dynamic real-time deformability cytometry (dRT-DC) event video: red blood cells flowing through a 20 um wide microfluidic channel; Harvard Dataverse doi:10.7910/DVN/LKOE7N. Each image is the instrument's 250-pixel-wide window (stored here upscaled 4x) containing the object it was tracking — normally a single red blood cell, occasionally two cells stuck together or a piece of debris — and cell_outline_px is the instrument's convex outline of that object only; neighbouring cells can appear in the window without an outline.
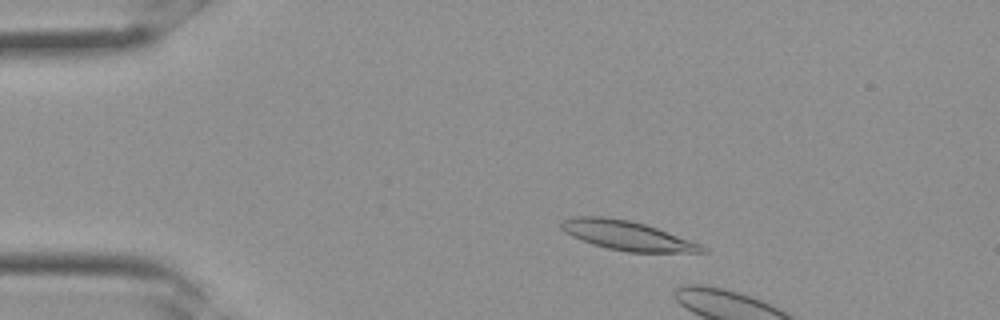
{"species": "Egyptian fruit bat (a non-hibernating species)", "species_latin": "Rousettus aegyptiacus", "temperature_condition": "room temperature", "stored_images_in_passage": 7, "camera_frame_rate_fps": 3000, "um_per_image_px": 0.085, "frame": {"image": 1, "passage_image": 5, "time_ms": 1.333, "image_size_px": [1000, 320], "cell_outline_px": [[708, 252], [628, 252], [608, 248], [592, 244], [572, 236], [564, 232], [560, 228], [560, 220], [576, 216], [604, 216], [628, 220], [644, 224], [656, 228], [700, 244], [708, 248]], "centroid_in_image_um": [53.25, 20.01], "position_along_channel_um": 31.7, "area_um2": 23.87}}